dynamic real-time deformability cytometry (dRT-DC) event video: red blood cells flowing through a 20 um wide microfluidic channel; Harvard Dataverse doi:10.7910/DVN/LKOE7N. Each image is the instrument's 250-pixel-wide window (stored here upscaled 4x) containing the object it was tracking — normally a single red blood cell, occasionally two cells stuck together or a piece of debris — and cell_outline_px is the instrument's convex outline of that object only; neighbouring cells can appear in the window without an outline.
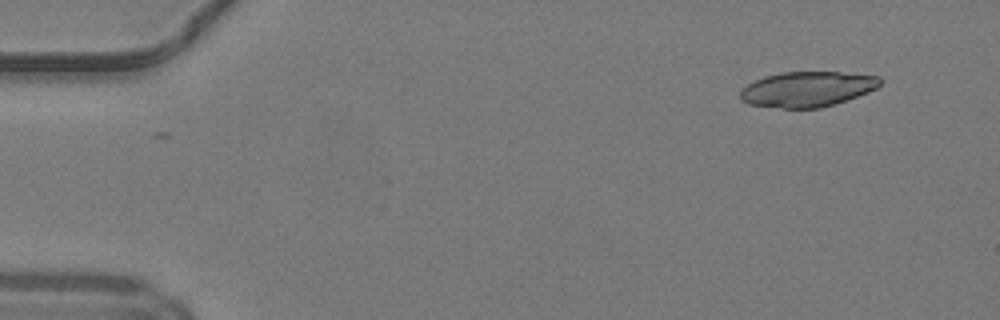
{"species": "common noctule bat (a hibernating species)", "species_latin": "Nyctalus noctula", "temperature_condition": "warm", "stored_images_in_passage": 46, "camera_frame_rate_fps": 3000, "um_per_image_px": 0.085, "animal": {"sex": "male", "body_mass_g": 19.2, "forearm_length_mm": 51.8}, "frame": {"image": 1, "passage_image": 1, "time_ms": 0.0, "image_size_px": [1000, 320], "cell_outline_px": [[880, 84], [876, 88], [868, 92], [836, 104], [820, 108], [784, 108], [748, 104], [740, 100], [740, 92], [748, 84], [764, 76], [780, 72], [840, 72], [880, 76]], "centroid_in_image_um": [68.62, 7.58], "position_along_channel_um": 16.4, "area_um2": 28.67}}